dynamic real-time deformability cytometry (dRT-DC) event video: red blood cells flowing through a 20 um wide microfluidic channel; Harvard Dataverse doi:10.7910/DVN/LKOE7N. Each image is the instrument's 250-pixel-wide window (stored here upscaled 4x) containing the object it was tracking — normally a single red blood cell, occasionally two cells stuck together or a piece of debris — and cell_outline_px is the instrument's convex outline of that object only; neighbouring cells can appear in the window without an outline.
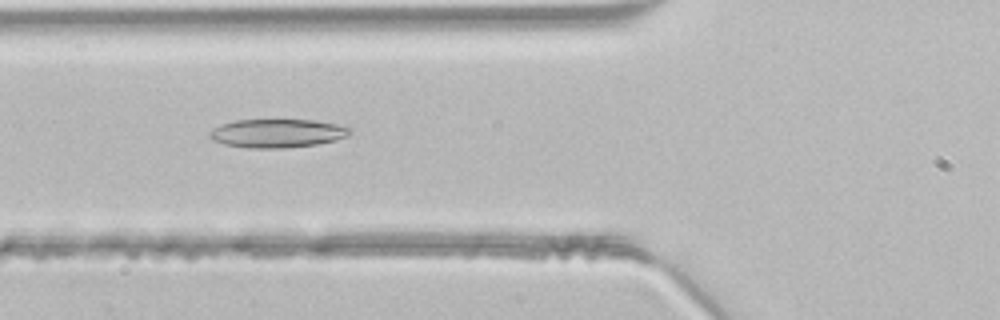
{"species": "common noctule bat (a hibernating species)", "species_latin": "Nyctalus noctula", "temperature_condition": "room temperature", "stored_images_in_passage": 38, "camera_frame_rate_fps": 3000, "um_per_image_px": 0.085, "animal": {"sex": "male", "body_mass_g": 21.5, "forearm_length_mm": 52.0}, "frame": {"image": 1, "passage_image": 8, "time_ms": 2.333, "image_size_px": [1000, 320], "cell_outline_px": [[348, 136], [336, 140], [316, 144], [284, 148], [248, 148], [224, 144], [212, 140], [208, 136], [208, 132], [212, 128], [220, 124], [236, 120], [316, 120], [336, 124], [348, 128]], "centroid_in_image_um": [23.49, 11.33], "position_along_channel_um": 102.3, "area_um2": 23.29}}
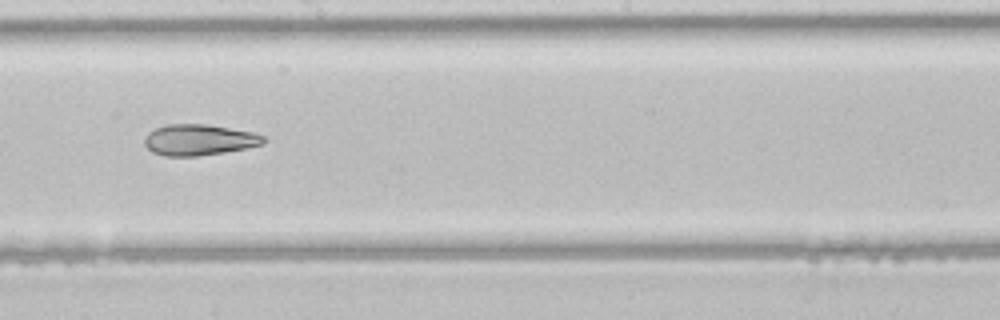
{"frame": {"image": 2, "passage_image": 17, "time_ms": 5.333, "image_size_px": [1000, 320], "cell_outline_px": [[264, 144], [248, 148], [224, 152], [196, 156], [164, 156], [152, 152], [144, 144], [144, 140], [148, 132], [156, 128], [168, 124], [208, 124], [252, 132], [264, 136]], "centroid_in_image_um": [16.91, 11.89], "position_along_channel_um": 231.3, "area_um2": 21.5}}
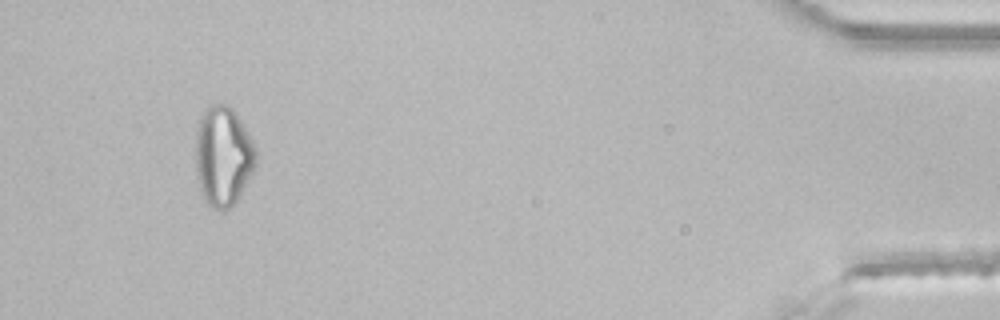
{"frame": {"image": 3, "passage_image": 35, "time_ms": 11.333, "image_size_px": [1000, 320], "cell_outline_px": [[256, 160], [236, 200], [224, 212], [220, 212], [212, 208], [204, 200], [200, 188], [196, 172], [196, 132], [200, 116], [204, 108], [208, 104], [228, 104], [232, 108], [240, 120], [252, 140], [256, 152]], "centroid_in_image_um": [18.91, 13.24], "position_along_channel_um": 416.3, "area_um2": 34.68}}